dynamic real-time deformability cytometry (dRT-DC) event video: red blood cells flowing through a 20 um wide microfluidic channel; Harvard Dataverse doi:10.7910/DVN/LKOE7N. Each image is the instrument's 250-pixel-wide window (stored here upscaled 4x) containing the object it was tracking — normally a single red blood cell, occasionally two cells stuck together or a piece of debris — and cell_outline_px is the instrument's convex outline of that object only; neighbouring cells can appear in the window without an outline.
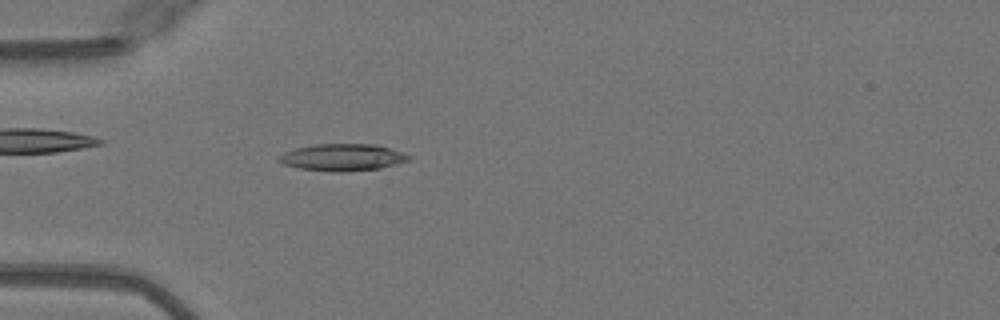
{"species": "Egyptian fruit bat (a non-hibernating species)", "species_latin": "Rousettus aegyptiacus", "temperature_condition": "warm", "stored_images_in_passage": 42, "camera_frame_rate_fps": 3000, "um_per_image_px": 0.085, "animal": {"sex": "female"}, "frame": {"image": 1, "passage_image": 16, "time_ms": 5.0, "image_size_px": [1000, 320], "cell_outline_px": [[412, 156], [408, 160], [396, 164], [380, 168], [344, 172], [340, 172], [300, 168], [284, 164], [276, 160], [284, 152], [296, 148], [316, 144], [376, 144], [404, 152]], "centroid_in_image_um": [29.15, 13.36], "position_along_channel_um": 55.9, "area_um2": 20.29}}
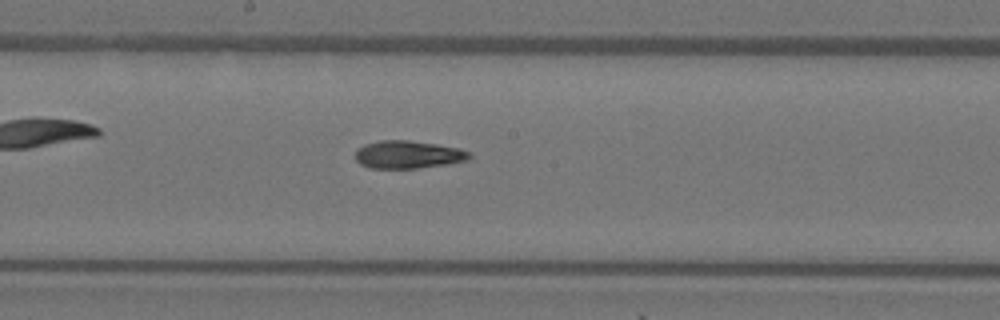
{"frame": {"image": 2, "passage_image": 28, "time_ms": 9.0, "image_size_px": [1000, 320], "cell_outline_px": [[472, 156], [468, 160], [448, 164], [416, 168], [368, 168], [360, 164], [356, 160], [356, 152], [364, 144], [380, 140], [408, 140], [436, 144], [460, 148], [472, 152]], "centroid_in_image_um": [34.72, 13.14], "position_along_channel_um": 213.5, "area_um2": 18.55}}
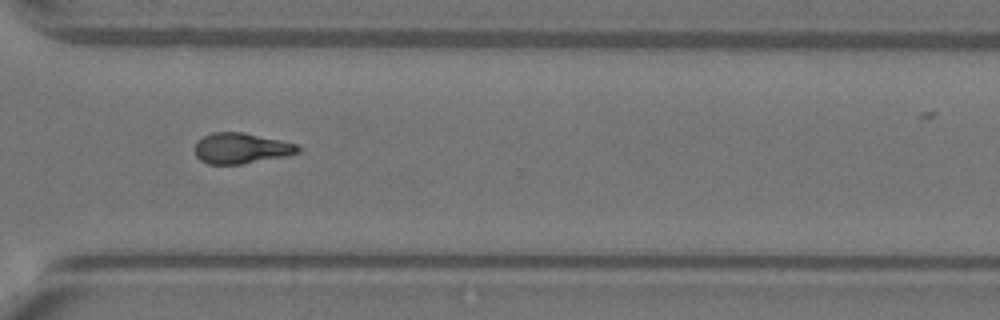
{"frame": {"image": 3, "passage_image": 38, "time_ms": 12.333, "image_size_px": [1000, 320], "cell_outline_px": [[300, 152], [288, 156], [240, 164], [208, 164], [200, 160], [196, 156], [196, 144], [204, 136], [212, 132], [244, 132], [280, 140], [296, 144], [300, 148]], "centroid_in_image_um": [20.52, 12.6], "position_along_channel_um": 350.1, "area_um2": 18.32}}